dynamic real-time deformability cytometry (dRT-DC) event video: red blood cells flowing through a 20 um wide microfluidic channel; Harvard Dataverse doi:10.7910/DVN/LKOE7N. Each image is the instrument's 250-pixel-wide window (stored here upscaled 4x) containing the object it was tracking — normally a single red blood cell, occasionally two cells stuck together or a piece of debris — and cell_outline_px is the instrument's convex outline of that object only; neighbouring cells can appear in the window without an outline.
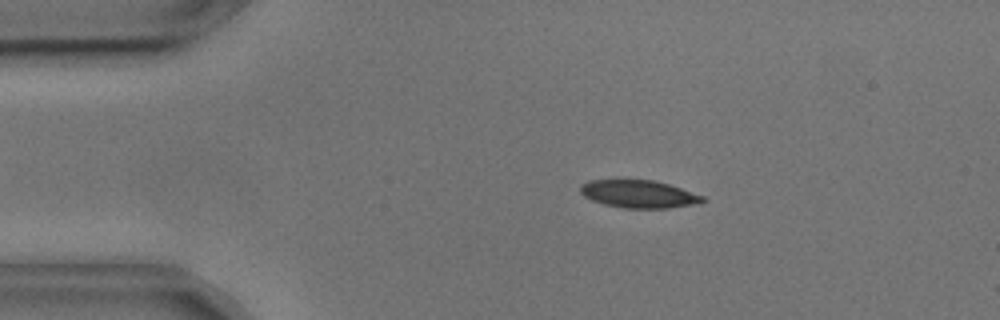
{"species": "common noctule bat (a hibernating species)", "species_latin": "Nyctalus noctula", "temperature_condition": "cold", "stored_images_in_passage": 11, "camera_frame_rate_fps": 3000, "um_per_image_px": 0.085, "animal": {"sex": "male", "body_mass_g": 17.9, "forearm_length_mm": 54.2}, "frame": {"image": 1, "passage_image": 9, "time_ms": 2.667, "image_size_px": [1000, 320], "cell_outline_px": [[704, 200], [692, 204], [668, 208], [624, 208], [604, 204], [592, 200], [584, 196], [580, 192], [580, 184], [588, 180], [656, 180], [704, 196]], "centroid_in_image_um": [54.24, 16.48], "position_along_channel_um": 30.8, "area_um2": 19.54}}